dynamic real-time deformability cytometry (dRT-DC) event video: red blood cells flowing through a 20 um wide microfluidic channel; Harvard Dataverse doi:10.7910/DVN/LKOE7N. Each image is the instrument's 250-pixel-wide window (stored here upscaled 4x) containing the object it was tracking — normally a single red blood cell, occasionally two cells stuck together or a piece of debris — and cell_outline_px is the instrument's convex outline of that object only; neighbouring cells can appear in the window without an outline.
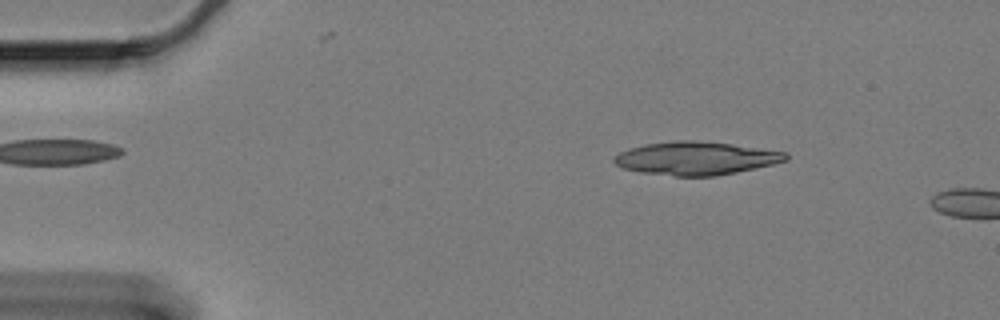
{"species": "Egyptian fruit bat (a non-hibernating species)", "species_latin": "Rousettus aegyptiacus", "temperature_condition": "cold", "stored_images_in_passage": 11, "camera_frame_rate_fps": 3000, "um_per_image_px": 0.085, "animal": {"sex": "female"}, "frame": {"image": 1, "passage_image": 8, "time_ms": 2.333, "image_size_px": [1000, 320], "cell_outline_px": [[788, 160], [772, 164], [736, 172], [716, 176], [676, 176], [640, 172], [624, 168], [616, 164], [612, 160], [612, 156], [620, 152], [644, 144], [676, 140], [692, 140], [732, 144], [788, 152]], "centroid_in_image_um": [59.15, 13.45], "position_along_channel_um": 25.9, "area_um2": 33.12}}